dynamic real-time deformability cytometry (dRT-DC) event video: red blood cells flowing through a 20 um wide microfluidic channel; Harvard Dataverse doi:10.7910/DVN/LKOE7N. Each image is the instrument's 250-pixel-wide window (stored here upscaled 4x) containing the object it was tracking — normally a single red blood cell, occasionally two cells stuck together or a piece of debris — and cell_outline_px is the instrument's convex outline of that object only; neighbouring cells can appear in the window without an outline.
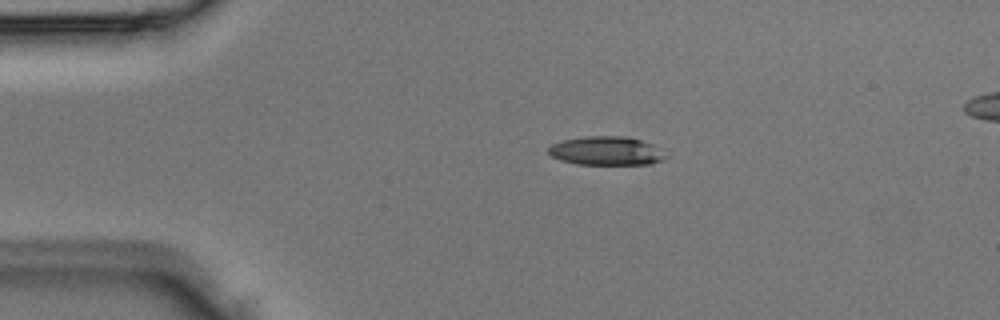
{"species": "Egyptian fruit bat (a non-hibernating species)", "species_latin": "Rousettus aegyptiacus", "temperature_condition": "room temperature", "stored_images_in_passage": 2, "camera_frame_rate_fps": 3000, "um_per_image_px": 0.085, "animal": {"sex": "male"}, "frame": {"image": 1, "passage_image": 2, "time_ms": 0.333, "image_size_px": [1000, 320], "cell_outline_px": [[668, 156], [664, 160], [652, 164], [576, 164], [560, 160], [552, 156], [548, 152], [548, 148], [552, 144], [564, 140], [588, 136], [628, 136], [652, 144]], "centroid_in_image_um": [51.55, 12.83], "position_along_channel_um": 33.4, "area_um2": 19.59}}